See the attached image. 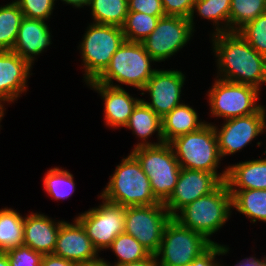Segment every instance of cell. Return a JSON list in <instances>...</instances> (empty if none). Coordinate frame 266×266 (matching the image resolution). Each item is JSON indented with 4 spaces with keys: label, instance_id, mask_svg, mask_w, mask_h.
I'll use <instances>...</instances> for the list:
<instances>
[{
    "label": "cell",
    "instance_id": "cell-23",
    "mask_svg": "<svg viewBox=\"0 0 266 266\" xmlns=\"http://www.w3.org/2000/svg\"><path fill=\"white\" fill-rule=\"evenodd\" d=\"M205 122L198 120V113L186 104L173 108L162 118V136L164 143L174 138L198 130Z\"/></svg>",
    "mask_w": 266,
    "mask_h": 266
},
{
    "label": "cell",
    "instance_id": "cell-2",
    "mask_svg": "<svg viewBox=\"0 0 266 266\" xmlns=\"http://www.w3.org/2000/svg\"><path fill=\"white\" fill-rule=\"evenodd\" d=\"M110 178L108 185L100 195L102 200L122 207L160 203L153 195L148 176L131 153L127 158L122 159Z\"/></svg>",
    "mask_w": 266,
    "mask_h": 266
},
{
    "label": "cell",
    "instance_id": "cell-22",
    "mask_svg": "<svg viewBox=\"0 0 266 266\" xmlns=\"http://www.w3.org/2000/svg\"><path fill=\"white\" fill-rule=\"evenodd\" d=\"M125 127L131 129L140 139L142 138L141 142L136 144L134 148L157 146L164 143L162 136V118L142 100L134 108ZM156 131L158 134V143L147 142L148 137Z\"/></svg>",
    "mask_w": 266,
    "mask_h": 266
},
{
    "label": "cell",
    "instance_id": "cell-24",
    "mask_svg": "<svg viewBox=\"0 0 266 266\" xmlns=\"http://www.w3.org/2000/svg\"><path fill=\"white\" fill-rule=\"evenodd\" d=\"M232 195V207L246 215L254 223L266 222V190L245 189L229 190Z\"/></svg>",
    "mask_w": 266,
    "mask_h": 266
},
{
    "label": "cell",
    "instance_id": "cell-39",
    "mask_svg": "<svg viewBox=\"0 0 266 266\" xmlns=\"http://www.w3.org/2000/svg\"><path fill=\"white\" fill-rule=\"evenodd\" d=\"M78 263L66 260L54 254L43 255L40 266H77Z\"/></svg>",
    "mask_w": 266,
    "mask_h": 266
},
{
    "label": "cell",
    "instance_id": "cell-45",
    "mask_svg": "<svg viewBox=\"0 0 266 266\" xmlns=\"http://www.w3.org/2000/svg\"><path fill=\"white\" fill-rule=\"evenodd\" d=\"M1 103H2V101H0V121H1L2 117L4 116V110H5Z\"/></svg>",
    "mask_w": 266,
    "mask_h": 266
},
{
    "label": "cell",
    "instance_id": "cell-7",
    "mask_svg": "<svg viewBox=\"0 0 266 266\" xmlns=\"http://www.w3.org/2000/svg\"><path fill=\"white\" fill-rule=\"evenodd\" d=\"M124 41L122 27L97 23L89 25L79 45L86 83L96 80L105 71Z\"/></svg>",
    "mask_w": 266,
    "mask_h": 266
},
{
    "label": "cell",
    "instance_id": "cell-17",
    "mask_svg": "<svg viewBox=\"0 0 266 266\" xmlns=\"http://www.w3.org/2000/svg\"><path fill=\"white\" fill-rule=\"evenodd\" d=\"M32 65L13 51H0V101L13 102L26 91Z\"/></svg>",
    "mask_w": 266,
    "mask_h": 266
},
{
    "label": "cell",
    "instance_id": "cell-41",
    "mask_svg": "<svg viewBox=\"0 0 266 266\" xmlns=\"http://www.w3.org/2000/svg\"><path fill=\"white\" fill-rule=\"evenodd\" d=\"M266 262V257L264 259H256V257L245 258V260L240 261L235 266H262Z\"/></svg>",
    "mask_w": 266,
    "mask_h": 266
},
{
    "label": "cell",
    "instance_id": "cell-43",
    "mask_svg": "<svg viewBox=\"0 0 266 266\" xmlns=\"http://www.w3.org/2000/svg\"><path fill=\"white\" fill-rule=\"evenodd\" d=\"M66 4H70L76 8H82L83 6H89L91 3V0H61Z\"/></svg>",
    "mask_w": 266,
    "mask_h": 266
},
{
    "label": "cell",
    "instance_id": "cell-6",
    "mask_svg": "<svg viewBox=\"0 0 266 266\" xmlns=\"http://www.w3.org/2000/svg\"><path fill=\"white\" fill-rule=\"evenodd\" d=\"M131 154L148 176L155 198L164 203L173 192L181 170L171 145L141 146Z\"/></svg>",
    "mask_w": 266,
    "mask_h": 266
},
{
    "label": "cell",
    "instance_id": "cell-14",
    "mask_svg": "<svg viewBox=\"0 0 266 266\" xmlns=\"http://www.w3.org/2000/svg\"><path fill=\"white\" fill-rule=\"evenodd\" d=\"M221 183L214 173L181 168L177 184L163 204L174 217L183 207L213 192Z\"/></svg>",
    "mask_w": 266,
    "mask_h": 266
},
{
    "label": "cell",
    "instance_id": "cell-8",
    "mask_svg": "<svg viewBox=\"0 0 266 266\" xmlns=\"http://www.w3.org/2000/svg\"><path fill=\"white\" fill-rule=\"evenodd\" d=\"M212 244L204 235L182 226L172 217L165 226L159 250L154 255L156 264L157 266L187 265Z\"/></svg>",
    "mask_w": 266,
    "mask_h": 266
},
{
    "label": "cell",
    "instance_id": "cell-20",
    "mask_svg": "<svg viewBox=\"0 0 266 266\" xmlns=\"http://www.w3.org/2000/svg\"><path fill=\"white\" fill-rule=\"evenodd\" d=\"M45 21L23 17L16 42L11 51L17 53L31 65L34 57L51 44V35Z\"/></svg>",
    "mask_w": 266,
    "mask_h": 266
},
{
    "label": "cell",
    "instance_id": "cell-40",
    "mask_svg": "<svg viewBox=\"0 0 266 266\" xmlns=\"http://www.w3.org/2000/svg\"><path fill=\"white\" fill-rule=\"evenodd\" d=\"M116 266H157V264H156L155 256L154 255H150L145 260L132 262V263L121 264V265H116Z\"/></svg>",
    "mask_w": 266,
    "mask_h": 266
},
{
    "label": "cell",
    "instance_id": "cell-36",
    "mask_svg": "<svg viewBox=\"0 0 266 266\" xmlns=\"http://www.w3.org/2000/svg\"><path fill=\"white\" fill-rule=\"evenodd\" d=\"M229 251V248L218 243H213L206 251L195 258L192 262L183 266H222L216 261V255H224ZM218 262V263H217Z\"/></svg>",
    "mask_w": 266,
    "mask_h": 266
},
{
    "label": "cell",
    "instance_id": "cell-4",
    "mask_svg": "<svg viewBox=\"0 0 266 266\" xmlns=\"http://www.w3.org/2000/svg\"><path fill=\"white\" fill-rule=\"evenodd\" d=\"M231 208L232 195L223 181L213 192L186 205L173 218L182 226L216 243L209 238L226 223L231 215Z\"/></svg>",
    "mask_w": 266,
    "mask_h": 266
},
{
    "label": "cell",
    "instance_id": "cell-1",
    "mask_svg": "<svg viewBox=\"0 0 266 266\" xmlns=\"http://www.w3.org/2000/svg\"><path fill=\"white\" fill-rule=\"evenodd\" d=\"M219 79L261 88L266 83V57L259 54L238 31L212 34Z\"/></svg>",
    "mask_w": 266,
    "mask_h": 266
},
{
    "label": "cell",
    "instance_id": "cell-15",
    "mask_svg": "<svg viewBox=\"0 0 266 266\" xmlns=\"http://www.w3.org/2000/svg\"><path fill=\"white\" fill-rule=\"evenodd\" d=\"M185 76L178 70H157L141 91L150 93L151 102L142 101L160 117H165L180 103Z\"/></svg>",
    "mask_w": 266,
    "mask_h": 266
},
{
    "label": "cell",
    "instance_id": "cell-35",
    "mask_svg": "<svg viewBox=\"0 0 266 266\" xmlns=\"http://www.w3.org/2000/svg\"><path fill=\"white\" fill-rule=\"evenodd\" d=\"M10 266H40L43 254L21 245L6 251Z\"/></svg>",
    "mask_w": 266,
    "mask_h": 266
},
{
    "label": "cell",
    "instance_id": "cell-26",
    "mask_svg": "<svg viewBox=\"0 0 266 266\" xmlns=\"http://www.w3.org/2000/svg\"><path fill=\"white\" fill-rule=\"evenodd\" d=\"M230 6L231 0H196V2L193 4L192 12L188 18L189 22L193 27L194 11L196 9L198 15L213 21V25H216L214 33L228 32ZM220 24H224V26Z\"/></svg>",
    "mask_w": 266,
    "mask_h": 266
},
{
    "label": "cell",
    "instance_id": "cell-34",
    "mask_svg": "<svg viewBox=\"0 0 266 266\" xmlns=\"http://www.w3.org/2000/svg\"><path fill=\"white\" fill-rule=\"evenodd\" d=\"M56 0H15L23 16L36 20L46 21L52 15Z\"/></svg>",
    "mask_w": 266,
    "mask_h": 266
},
{
    "label": "cell",
    "instance_id": "cell-44",
    "mask_svg": "<svg viewBox=\"0 0 266 266\" xmlns=\"http://www.w3.org/2000/svg\"><path fill=\"white\" fill-rule=\"evenodd\" d=\"M0 266H10L6 252L0 251Z\"/></svg>",
    "mask_w": 266,
    "mask_h": 266
},
{
    "label": "cell",
    "instance_id": "cell-16",
    "mask_svg": "<svg viewBox=\"0 0 266 266\" xmlns=\"http://www.w3.org/2000/svg\"><path fill=\"white\" fill-rule=\"evenodd\" d=\"M62 221L53 254L76 263L98 258V250L87 236L82 224Z\"/></svg>",
    "mask_w": 266,
    "mask_h": 266
},
{
    "label": "cell",
    "instance_id": "cell-25",
    "mask_svg": "<svg viewBox=\"0 0 266 266\" xmlns=\"http://www.w3.org/2000/svg\"><path fill=\"white\" fill-rule=\"evenodd\" d=\"M24 217L11 208L0 209V251L23 245Z\"/></svg>",
    "mask_w": 266,
    "mask_h": 266
},
{
    "label": "cell",
    "instance_id": "cell-21",
    "mask_svg": "<svg viewBox=\"0 0 266 266\" xmlns=\"http://www.w3.org/2000/svg\"><path fill=\"white\" fill-rule=\"evenodd\" d=\"M225 183L229 190H266V157L228 166Z\"/></svg>",
    "mask_w": 266,
    "mask_h": 266
},
{
    "label": "cell",
    "instance_id": "cell-33",
    "mask_svg": "<svg viewBox=\"0 0 266 266\" xmlns=\"http://www.w3.org/2000/svg\"><path fill=\"white\" fill-rule=\"evenodd\" d=\"M238 33L262 56L266 57V12L246 23Z\"/></svg>",
    "mask_w": 266,
    "mask_h": 266
},
{
    "label": "cell",
    "instance_id": "cell-42",
    "mask_svg": "<svg viewBox=\"0 0 266 266\" xmlns=\"http://www.w3.org/2000/svg\"><path fill=\"white\" fill-rule=\"evenodd\" d=\"M77 266H110V265L109 263H107V261L98 257L95 260L78 263Z\"/></svg>",
    "mask_w": 266,
    "mask_h": 266
},
{
    "label": "cell",
    "instance_id": "cell-12",
    "mask_svg": "<svg viewBox=\"0 0 266 266\" xmlns=\"http://www.w3.org/2000/svg\"><path fill=\"white\" fill-rule=\"evenodd\" d=\"M193 28L195 27H192L188 18L164 16L158 20L154 31L141 43L155 62L165 61L191 39Z\"/></svg>",
    "mask_w": 266,
    "mask_h": 266
},
{
    "label": "cell",
    "instance_id": "cell-18",
    "mask_svg": "<svg viewBox=\"0 0 266 266\" xmlns=\"http://www.w3.org/2000/svg\"><path fill=\"white\" fill-rule=\"evenodd\" d=\"M90 88L98 91L104 100V116L107 126L110 127H125L129 121L136 105L142 100L137 99L128 92H126L121 86L114 85L108 86L102 83H97L95 80L87 83Z\"/></svg>",
    "mask_w": 266,
    "mask_h": 266
},
{
    "label": "cell",
    "instance_id": "cell-30",
    "mask_svg": "<svg viewBox=\"0 0 266 266\" xmlns=\"http://www.w3.org/2000/svg\"><path fill=\"white\" fill-rule=\"evenodd\" d=\"M118 257L116 266L147 259L151 254L131 235L123 232L119 234L108 247Z\"/></svg>",
    "mask_w": 266,
    "mask_h": 266
},
{
    "label": "cell",
    "instance_id": "cell-19",
    "mask_svg": "<svg viewBox=\"0 0 266 266\" xmlns=\"http://www.w3.org/2000/svg\"><path fill=\"white\" fill-rule=\"evenodd\" d=\"M61 223L44 214L31 213L24 217L23 245L43 255L53 254Z\"/></svg>",
    "mask_w": 266,
    "mask_h": 266
},
{
    "label": "cell",
    "instance_id": "cell-27",
    "mask_svg": "<svg viewBox=\"0 0 266 266\" xmlns=\"http://www.w3.org/2000/svg\"><path fill=\"white\" fill-rule=\"evenodd\" d=\"M93 23L122 27L128 14V0H91Z\"/></svg>",
    "mask_w": 266,
    "mask_h": 266
},
{
    "label": "cell",
    "instance_id": "cell-9",
    "mask_svg": "<svg viewBox=\"0 0 266 266\" xmlns=\"http://www.w3.org/2000/svg\"><path fill=\"white\" fill-rule=\"evenodd\" d=\"M208 93L211 114L225 120L251 115L262 107L256 103L260 89L252 85L218 78Z\"/></svg>",
    "mask_w": 266,
    "mask_h": 266
},
{
    "label": "cell",
    "instance_id": "cell-38",
    "mask_svg": "<svg viewBox=\"0 0 266 266\" xmlns=\"http://www.w3.org/2000/svg\"><path fill=\"white\" fill-rule=\"evenodd\" d=\"M196 0H162L165 16L189 18Z\"/></svg>",
    "mask_w": 266,
    "mask_h": 266
},
{
    "label": "cell",
    "instance_id": "cell-3",
    "mask_svg": "<svg viewBox=\"0 0 266 266\" xmlns=\"http://www.w3.org/2000/svg\"><path fill=\"white\" fill-rule=\"evenodd\" d=\"M181 168L214 173L222 182L227 168L217 173L221 160L214 125L207 122L198 130L180 135L169 142Z\"/></svg>",
    "mask_w": 266,
    "mask_h": 266
},
{
    "label": "cell",
    "instance_id": "cell-5",
    "mask_svg": "<svg viewBox=\"0 0 266 266\" xmlns=\"http://www.w3.org/2000/svg\"><path fill=\"white\" fill-rule=\"evenodd\" d=\"M152 61L155 62L142 43L124 41L95 81L114 87L113 80H116L141 91L157 71L151 68Z\"/></svg>",
    "mask_w": 266,
    "mask_h": 266
},
{
    "label": "cell",
    "instance_id": "cell-10",
    "mask_svg": "<svg viewBox=\"0 0 266 266\" xmlns=\"http://www.w3.org/2000/svg\"><path fill=\"white\" fill-rule=\"evenodd\" d=\"M172 216L163 203L125 207L124 232L133 236L151 255L159 250L165 226Z\"/></svg>",
    "mask_w": 266,
    "mask_h": 266
},
{
    "label": "cell",
    "instance_id": "cell-29",
    "mask_svg": "<svg viewBox=\"0 0 266 266\" xmlns=\"http://www.w3.org/2000/svg\"><path fill=\"white\" fill-rule=\"evenodd\" d=\"M164 16H150L145 13L128 11L122 26L125 41L143 42L156 28L157 22Z\"/></svg>",
    "mask_w": 266,
    "mask_h": 266
},
{
    "label": "cell",
    "instance_id": "cell-32",
    "mask_svg": "<svg viewBox=\"0 0 266 266\" xmlns=\"http://www.w3.org/2000/svg\"><path fill=\"white\" fill-rule=\"evenodd\" d=\"M43 184L46 192L56 200L68 198L75 191L73 175L59 167H54L46 173Z\"/></svg>",
    "mask_w": 266,
    "mask_h": 266
},
{
    "label": "cell",
    "instance_id": "cell-28",
    "mask_svg": "<svg viewBox=\"0 0 266 266\" xmlns=\"http://www.w3.org/2000/svg\"><path fill=\"white\" fill-rule=\"evenodd\" d=\"M20 7L13 1L0 7V51H11L23 19Z\"/></svg>",
    "mask_w": 266,
    "mask_h": 266
},
{
    "label": "cell",
    "instance_id": "cell-31",
    "mask_svg": "<svg viewBox=\"0 0 266 266\" xmlns=\"http://www.w3.org/2000/svg\"><path fill=\"white\" fill-rule=\"evenodd\" d=\"M265 12L266 0H231L229 31H238Z\"/></svg>",
    "mask_w": 266,
    "mask_h": 266
},
{
    "label": "cell",
    "instance_id": "cell-37",
    "mask_svg": "<svg viewBox=\"0 0 266 266\" xmlns=\"http://www.w3.org/2000/svg\"><path fill=\"white\" fill-rule=\"evenodd\" d=\"M128 11L165 16L162 0H128Z\"/></svg>",
    "mask_w": 266,
    "mask_h": 266
},
{
    "label": "cell",
    "instance_id": "cell-11",
    "mask_svg": "<svg viewBox=\"0 0 266 266\" xmlns=\"http://www.w3.org/2000/svg\"><path fill=\"white\" fill-rule=\"evenodd\" d=\"M99 251L107 249L124 232L125 207L103 200V204L76 217Z\"/></svg>",
    "mask_w": 266,
    "mask_h": 266
},
{
    "label": "cell",
    "instance_id": "cell-13",
    "mask_svg": "<svg viewBox=\"0 0 266 266\" xmlns=\"http://www.w3.org/2000/svg\"><path fill=\"white\" fill-rule=\"evenodd\" d=\"M265 114L266 110L262 106L251 115L227 119L220 130L214 126L221 158L240 151L256 136L264 133L266 129Z\"/></svg>",
    "mask_w": 266,
    "mask_h": 266
}]
</instances>
